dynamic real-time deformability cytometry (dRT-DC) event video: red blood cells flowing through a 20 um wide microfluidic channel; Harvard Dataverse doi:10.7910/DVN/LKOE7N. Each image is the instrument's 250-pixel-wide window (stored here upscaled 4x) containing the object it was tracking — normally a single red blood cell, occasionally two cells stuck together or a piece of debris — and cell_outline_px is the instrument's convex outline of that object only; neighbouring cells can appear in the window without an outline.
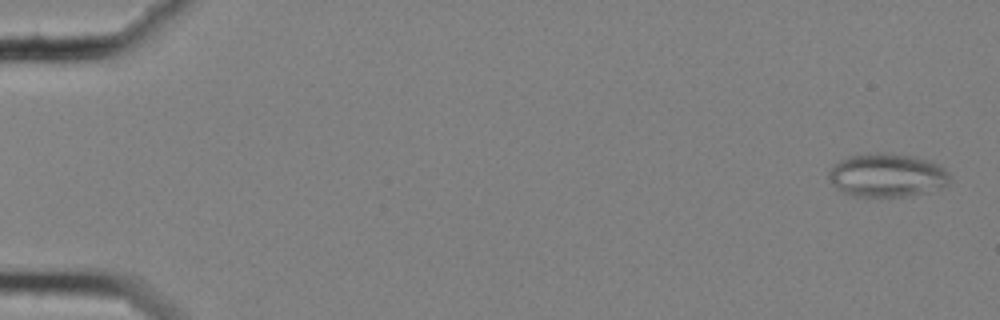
{"species": "common noctule bat (a hibernating species)", "species_latin": "Nyctalus noctula", "temperature_condition": "cold", "stored_images_in_passage": 58, "camera_frame_rate_fps": 3000, "um_per_image_px": 0.085, "animal": {"sex": "female", "body_mass_g": 25.1}, "frame": {"image": 1, "passage_image": 2, "time_ms": 0.333, "image_size_px": [1000, 320], "cell_outline_px": [[952, 180], [948, 184], [928, 192], [912, 196], [852, 196], [836, 188], [832, 184], [828, 176], [828, 172], [832, 164], [848, 156], [868, 152], [884, 152], [916, 156], [940, 164], [952, 176]], "centroid_in_image_um": [75.41, 14.87], "position_along_channel_um": 9.6, "area_um2": 31.33}}
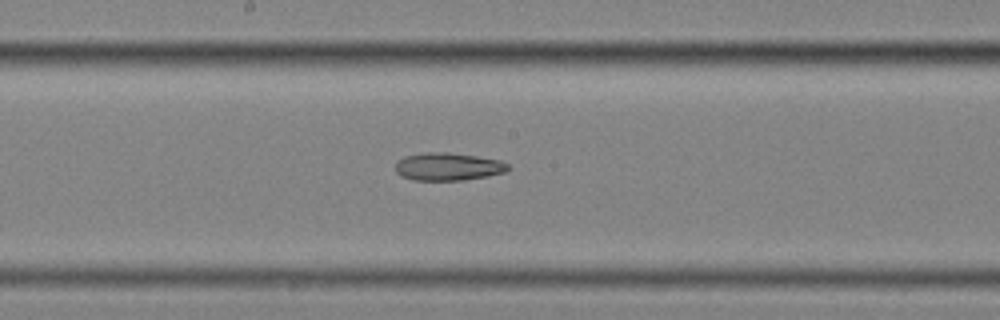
{"frame": {"image": 2, "passage_image": 32, "time_ms": 10.333, "image_size_px": [1000, 320], "cell_outline_px": [[512, 168], [504, 172], [488, 176], [464, 180], [412, 180], [400, 176], [396, 172], [396, 160], [404, 156], [424, 152], [448, 152], [476, 156], [500, 160], [508, 164]], "centroid_in_image_um": [38.06, 14.16], "position_along_channel_um": 210.1, "area_um2": 18.44}}
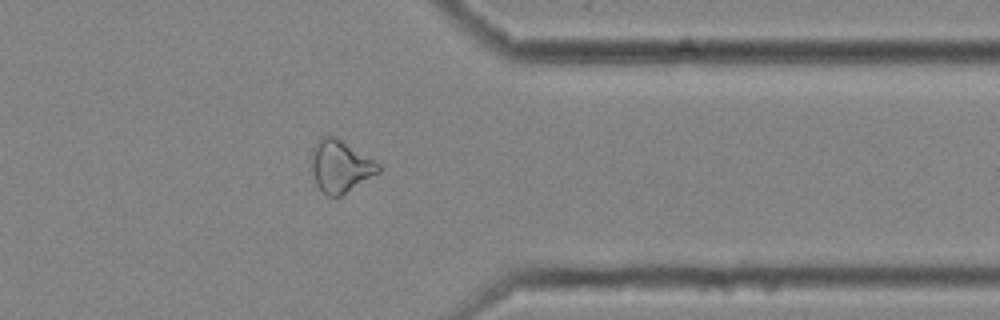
{"frame": {"image": 3, "passage_image": 47, "time_ms": 15.333, "image_size_px": [1000, 320], "cell_outline_px": [[380, 172], [340, 196], [328, 196], [316, 184], [312, 172], [312, 148], [324, 136], [336, 136], [380, 164]], "centroid_in_image_um": [28.93, 14.13], "position_along_channel_um": 382.5, "area_um2": 20.0}, "authors_computed_cell_mechanics": {"area_um2": 22.3686, "velocity_mm_per_s": 3.5531, "shape_relaxation_time_tau1_ms": null, "shape_relaxation_time_tau2_ms": 3.6622, "deformation_change_tau1": null, "deformation_change_tau2": 0.1227}}